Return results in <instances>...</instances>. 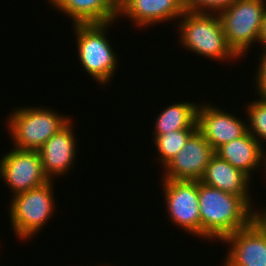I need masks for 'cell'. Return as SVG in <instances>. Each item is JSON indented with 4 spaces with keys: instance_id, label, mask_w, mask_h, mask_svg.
<instances>
[{
    "instance_id": "cb8c5ba5",
    "label": "cell",
    "mask_w": 266,
    "mask_h": 266,
    "mask_svg": "<svg viewBox=\"0 0 266 266\" xmlns=\"http://www.w3.org/2000/svg\"><path fill=\"white\" fill-rule=\"evenodd\" d=\"M46 1H47V0H46ZM58 1H59V0H48L47 2H49L48 5L51 4V5H52L51 8L54 9L53 6H54Z\"/></svg>"
},
{
    "instance_id": "7402d4cb",
    "label": "cell",
    "mask_w": 266,
    "mask_h": 266,
    "mask_svg": "<svg viewBox=\"0 0 266 266\" xmlns=\"http://www.w3.org/2000/svg\"><path fill=\"white\" fill-rule=\"evenodd\" d=\"M253 221L266 234V208H253Z\"/></svg>"
},
{
    "instance_id": "5bb4252c",
    "label": "cell",
    "mask_w": 266,
    "mask_h": 266,
    "mask_svg": "<svg viewBox=\"0 0 266 266\" xmlns=\"http://www.w3.org/2000/svg\"><path fill=\"white\" fill-rule=\"evenodd\" d=\"M264 149L259 141L247 131L242 137L219 147L215 154L234 168L242 170L251 179L254 171L263 170L266 179V149Z\"/></svg>"
},
{
    "instance_id": "9a60e30c",
    "label": "cell",
    "mask_w": 266,
    "mask_h": 266,
    "mask_svg": "<svg viewBox=\"0 0 266 266\" xmlns=\"http://www.w3.org/2000/svg\"><path fill=\"white\" fill-rule=\"evenodd\" d=\"M251 180L242 170L234 168L227 161L214 154L199 181L221 191L242 196L251 206H256V204H252L253 198L250 195L252 191H249L253 190L250 189L251 186L249 185Z\"/></svg>"
},
{
    "instance_id": "7a4b0ae2",
    "label": "cell",
    "mask_w": 266,
    "mask_h": 266,
    "mask_svg": "<svg viewBox=\"0 0 266 266\" xmlns=\"http://www.w3.org/2000/svg\"><path fill=\"white\" fill-rule=\"evenodd\" d=\"M176 27L181 48L218 62L241 60L228 45L217 13L185 11Z\"/></svg>"
},
{
    "instance_id": "7c38bea8",
    "label": "cell",
    "mask_w": 266,
    "mask_h": 266,
    "mask_svg": "<svg viewBox=\"0 0 266 266\" xmlns=\"http://www.w3.org/2000/svg\"><path fill=\"white\" fill-rule=\"evenodd\" d=\"M72 120L38 149L44 172L50 181L70 172L69 169H73L75 164L78 145Z\"/></svg>"
},
{
    "instance_id": "4fadbf2b",
    "label": "cell",
    "mask_w": 266,
    "mask_h": 266,
    "mask_svg": "<svg viewBox=\"0 0 266 266\" xmlns=\"http://www.w3.org/2000/svg\"><path fill=\"white\" fill-rule=\"evenodd\" d=\"M184 12L183 0H120L117 17H127L133 26L145 29L176 21Z\"/></svg>"
},
{
    "instance_id": "277c9868",
    "label": "cell",
    "mask_w": 266,
    "mask_h": 266,
    "mask_svg": "<svg viewBox=\"0 0 266 266\" xmlns=\"http://www.w3.org/2000/svg\"><path fill=\"white\" fill-rule=\"evenodd\" d=\"M61 114L53 108L39 105L14 108L5 121L13 148L38 150L73 118Z\"/></svg>"
},
{
    "instance_id": "d6986e66",
    "label": "cell",
    "mask_w": 266,
    "mask_h": 266,
    "mask_svg": "<svg viewBox=\"0 0 266 266\" xmlns=\"http://www.w3.org/2000/svg\"><path fill=\"white\" fill-rule=\"evenodd\" d=\"M246 105L247 131L266 147V97L260 96Z\"/></svg>"
},
{
    "instance_id": "ba28073f",
    "label": "cell",
    "mask_w": 266,
    "mask_h": 266,
    "mask_svg": "<svg viewBox=\"0 0 266 266\" xmlns=\"http://www.w3.org/2000/svg\"><path fill=\"white\" fill-rule=\"evenodd\" d=\"M0 179L4 180L11 197L49 182L38 150L11 148L0 159Z\"/></svg>"
},
{
    "instance_id": "3957f363",
    "label": "cell",
    "mask_w": 266,
    "mask_h": 266,
    "mask_svg": "<svg viewBox=\"0 0 266 266\" xmlns=\"http://www.w3.org/2000/svg\"><path fill=\"white\" fill-rule=\"evenodd\" d=\"M115 21L109 23H90L71 25L76 38L77 59L97 84L102 87L113 80L118 69V54L110 44L108 29ZM110 81V82H109Z\"/></svg>"
},
{
    "instance_id": "30bf717a",
    "label": "cell",
    "mask_w": 266,
    "mask_h": 266,
    "mask_svg": "<svg viewBox=\"0 0 266 266\" xmlns=\"http://www.w3.org/2000/svg\"><path fill=\"white\" fill-rule=\"evenodd\" d=\"M201 103L197 110V130L216 151L219 147L242 137L247 132V121L228 113L222 107ZM222 108V109H221ZM224 110V111H223Z\"/></svg>"
},
{
    "instance_id": "52a82bcc",
    "label": "cell",
    "mask_w": 266,
    "mask_h": 266,
    "mask_svg": "<svg viewBox=\"0 0 266 266\" xmlns=\"http://www.w3.org/2000/svg\"><path fill=\"white\" fill-rule=\"evenodd\" d=\"M161 182L169 221L190 236L200 238L198 181L163 179Z\"/></svg>"
},
{
    "instance_id": "9c48e42d",
    "label": "cell",
    "mask_w": 266,
    "mask_h": 266,
    "mask_svg": "<svg viewBox=\"0 0 266 266\" xmlns=\"http://www.w3.org/2000/svg\"><path fill=\"white\" fill-rule=\"evenodd\" d=\"M214 154L213 147L196 130L177 155L163 167V179L199 181Z\"/></svg>"
},
{
    "instance_id": "5b68a950",
    "label": "cell",
    "mask_w": 266,
    "mask_h": 266,
    "mask_svg": "<svg viewBox=\"0 0 266 266\" xmlns=\"http://www.w3.org/2000/svg\"><path fill=\"white\" fill-rule=\"evenodd\" d=\"M53 183L49 181L10 199L9 219L16 238L28 241L50 221L56 211Z\"/></svg>"
},
{
    "instance_id": "e0dca14e",
    "label": "cell",
    "mask_w": 266,
    "mask_h": 266,
    "mask_svg": "<svg viewBox=\"0 0 266 266\" xmlns=\"http://www.w3.org/2000/svg\"><path fill=\"white\" fill-rule=\"evenodd\" d=\"M200 103L175 102L164 108L156 117L153 135L182 129H197V110Z\"/></svg>"
},
{
    "instance_id": "6da1fadb",
    "label": "cell",
    "mask_w": 266,
    "mask_h": 266,
    "mask_svg": "<svg viewBox=\"0 0 266 266\" xmlns=\"http://www.w3.org/2000/svg\"><path fill=\"white\" fill-rule=\"evenodd\" d=\"M201 238L222 242L253 221V207L236 196L198 181Z\"/></svg>"
},
{
    "instance_id": "ac0fdd59",
    "label": "cell",
    "mask_w": 266,
    "mask_h": 266,
    "mask_svg": "<svg viewBox=\"0 0 266 266\" xmlns=\"http://www.w3.org/2000/svg\"><path fill=\"white\" fill-rule=\"evenodd\" d=\"M197 129H182L177 131L167 132L162 135H154L155 148L158 153L157 160L161 167H164L185 145L189 137ZM163 165V166H162Z\"/></svg>"
},
{
    "instance_id": "8fae6325",
    "label": "cell",
    "mask_w": 266,
    "mask_h": 266,
    "mask_svg": "<svg viewBox=\"0 0 266 266\" xmlns=\"http://www.w3.org/2000/svg\"><path fill=\"white\" fill-rule=\"evenodd\" d=\"M222 242L229 245L222 266H266V234L254 221Z\"/></svg>"
},
{
    "instance_id": "2e32d148",
    "label": "cell",
    "mask_w": 266,
    "mask_h": 266,
    "mask_svg": "<svg viewBox=\"0 0 266 266\" xmlns=\"http://www.w3.org/2000/svg\"><path fill=\"white\" fill-rule=\"evenodd\" d=\"M72 24L109 23L118 18L116 0H59L54 6Z\"/></svg>"
},
{
    "instance_id": "603a6c76",
    "label": "cell",
    "mask_w": 266,
    "mask_h": 266,
    "mask_svg": "<svg viewBox=\"0 0 266 266\" xmlns=\"http://www.w3.org/2000/svg\"><path fill=\"white\" fill-rule=\"evenodd\" d=\"M259 44H261V48L266 47V9L264 12V16L262 18V24H261V29L259 33Z\"/></svg>"
},
{
    "instance_id": "44dd1931",
    "label": "cell",
    "mask_w": 266,
    "mask_h": 266,
    "mask_svg": "<svg viewBox=\"0 0 266 266\" xmlns=\"http://www.w3.org/2000/svg\"><path fill=\"white\" fill-rule=\"evenodd\" d=\"M262 50L260 52L259 59V66L256 69V73L254 74L255 78V87H256V93L259 94V96L266 97V47L265 48H260Z\"/></svg>"
},
{
    "instance_id": "ffe728a7",
    "label": "cell",
    "mask_w": 266,
    "mask_h": 266,
    "mask_svg": "<svg viewBox=\"0 0 266 266\" xmlns=\"http://www.w3.org/2000/svg\"><path fill=\"white\" fill-rule=\"evenodd\" d=\"M236 0H183L185 11L196 13H220Z\"/></svg>"
},
{
    "instance_id": "8992f818",
    "label": "cell",
    "mask_w": 266,
    "mask_h": 266,
    "mask_svg": "<svg viewBox=\"0 0 266 266\" xmlns=\"http://www.w3.org/2000/svg\"><path fill=\"white\" fill-rule=\"evenodd\" d=\"M266 0H236L218 13L228 45L241 58L259 42ZM248 49V50H247Z\"/></svg>"
}]
</instances>
